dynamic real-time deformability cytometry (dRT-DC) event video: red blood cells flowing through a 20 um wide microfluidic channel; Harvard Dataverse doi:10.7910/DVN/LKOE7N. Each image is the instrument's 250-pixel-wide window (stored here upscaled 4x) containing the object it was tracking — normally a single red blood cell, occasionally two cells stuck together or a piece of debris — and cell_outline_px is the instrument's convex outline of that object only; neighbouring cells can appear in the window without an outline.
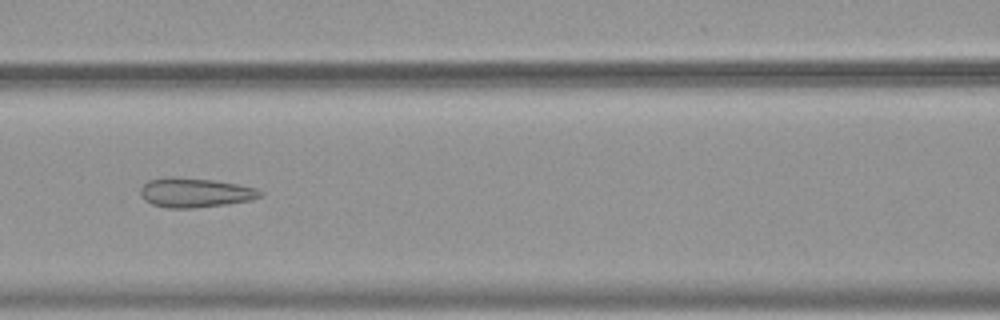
{"species": "common noctule bat (a hibernating species)", "species_latin": "Nyctalus noctula", "temperature_condition": "warm", "stored_images_in_passage": 54, "camera_frame_rate_fps": 3000, "um_per_image_px": 0.085, "animal": {"sex": "female", "body_mass_g": 19.9}, "frame": {"image": 1, "passage_image": 25, "time_ms": 8.0, "image_size_px": [1000, 320], "cell_outline_px": [[264, 196], [252, 200], [228, 204], [192, 208], [168, 208], [152, 204], [144, 200], [140, 196], [140, 188], [148, 180], [168, 176], [176, 176], [212, 180], [236, 184], [256, 188], [264, 192]], "centroid_in_image_um": [16.58, 16.37], "position_along_channel_um": 150.0, "area_um2": 20.81}}
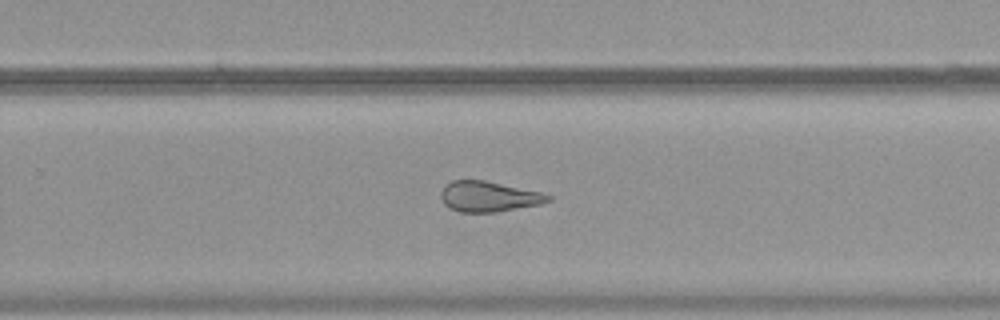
{"frame": {"image": 2, "passage_image": 36, "time_ms": 11.667, "image_size_px": [1000, 320], "cell_outline_px": [[552, 200], [540, 204], [496, 212], [460, 212], [444, 204], [440, 196], [440, 192], [444, 184], [452, 180], [484, 180], [544, 192], [552, 196]], "centroid_in_image_um": [41.55, 16.69], "position_along_channel_um": 288.2, "area_um2": 19.19}}
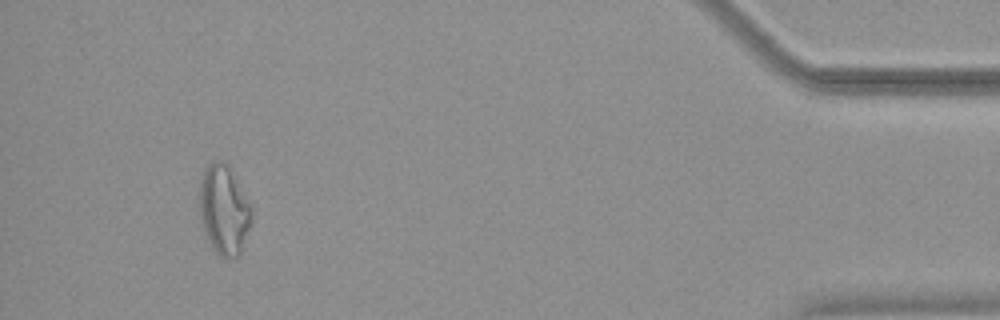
{"frame": {"image": 3, "passage_image": 51, "time_ms": 16.667, "image_size_px": [1000, 320], "cell_outline_px": [[252, 220], [240, 252], [236, 260], [224, 260], [212, 248], [204, 232], [200, 220], [200, 180], [204, 168], [212, 160], [224, 160], [232, 168], [252, 204]], "centroid_in_image_um": [19.06, 17.81], "position_along_channel_um": 416.1, "area_um2": 28.09}, "authors_computed_cell_mechanics": {"area_um2": 24.7962, "velocity_mm_per_s": 3.7878, "shape_relaxation_time_tau1_ms": null, "shape_relaxation_time_tau2_ms": 2.0546, "deformation_change_tau1": null, "deformation_change_tau2": 0.0928}}